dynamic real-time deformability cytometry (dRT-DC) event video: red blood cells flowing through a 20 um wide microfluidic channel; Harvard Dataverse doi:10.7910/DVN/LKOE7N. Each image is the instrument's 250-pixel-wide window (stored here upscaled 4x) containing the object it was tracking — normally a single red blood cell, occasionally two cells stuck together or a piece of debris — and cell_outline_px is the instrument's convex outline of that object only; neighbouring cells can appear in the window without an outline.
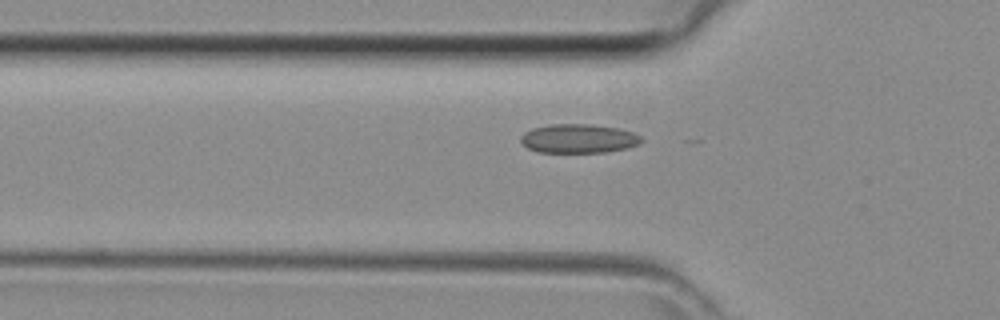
{"species": "common noctule bat (a hibernating species)", "species_latin": "Nyctalus noctula", "temperature_condition": "room temperature", "stored_images_in_passage": 31, "camera_frame_rate_fps": 3000, "um_per_image_px": 0.085, "animal": {"sex": "female", "body_mass_g": 29.2, "forearm_length_mm": 56.3}, "frame": {"image": 1, "passage_image": 2, "time_ms": 0.333, "image_size_px": [1000, 320], "cell_outline_px": [[644, 140], [640, 144], [628, 148], [604, 152], [540, 152], [528, 148], [520, 140], [520, 136], [524, 132], [532, 128], [548, 124], [592, 124], [616, 128], [632, 132], [640, 136]], "centroid_in_image_um": [49.18, 11.77], "position_along_channel_um": 76.6, "area_um2": 20.4}}
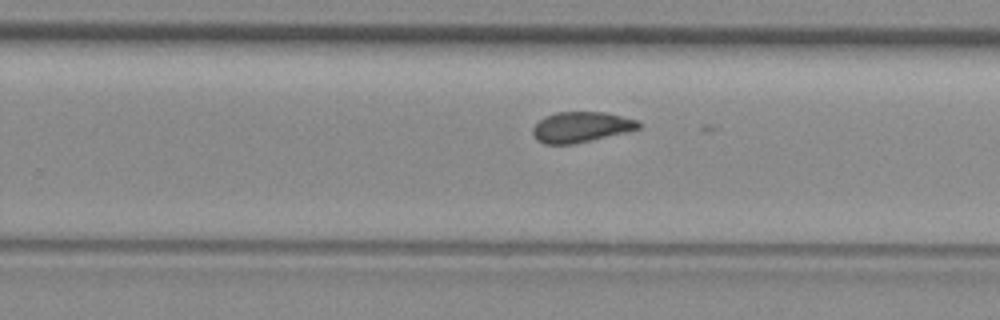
{"frame": {"image": 2, "passage_image": 15, "time_ms": 4.667, "image_size_px": [1000, 320], "cell_outline_px": [[640, 128], [628, 132], [572, 144], [544, 144], [536, 140], [532, 132], [532, 128], [544, 116], [556, 112], [604, 112], [640, 120]], "centroid_in_image_um": [49.4, 10.79], "position_along_channel_um": 280.4, "area_um2": 18.9}}
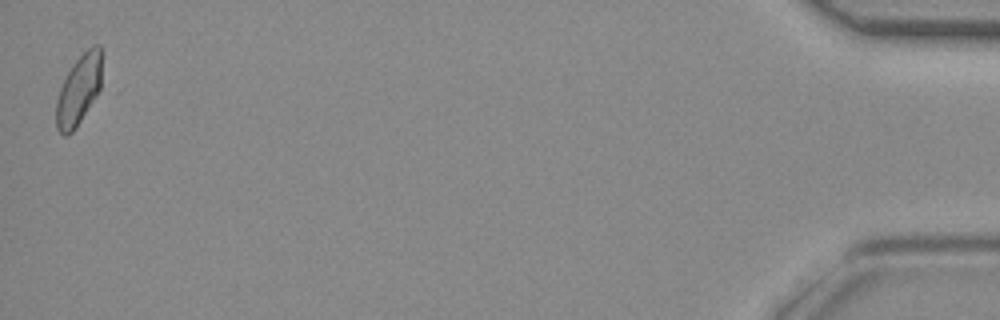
{"frame": {"image": 3, "passage_image": 31, "time_ms": 10.0, "image_size_px": [1000, 320], "cell_outline_px": [[100, 88], [76, 128], [72, 132], [64, 136], [56, 128], [56, 100], [60, 88], [68, 72], [76, 60], [92, 44], [100, 44]], "centroid_in_image_um": [6.67, 7.66], "position_along_channel_um": 428.5, "area_um2": 18.15}}